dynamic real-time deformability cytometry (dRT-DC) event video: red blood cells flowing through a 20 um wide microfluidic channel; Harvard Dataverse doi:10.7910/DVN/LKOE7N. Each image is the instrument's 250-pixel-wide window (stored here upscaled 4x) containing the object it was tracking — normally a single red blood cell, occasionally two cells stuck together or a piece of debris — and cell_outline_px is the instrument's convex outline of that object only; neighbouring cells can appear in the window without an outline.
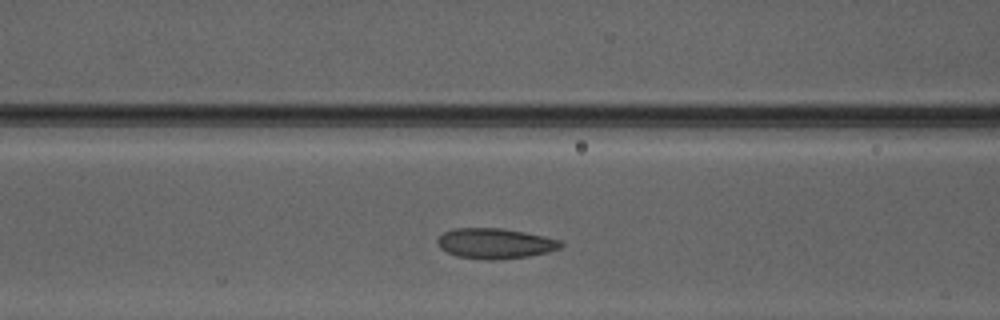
{"species": "Egyptian fruit bat (a non-hibernating species)", "species_latin": "Rousettus aegyptiacus", "temperature_condition": "warm", "stored_images_in_passage": 25, "camera_frame_rate_fps": 3000, "um_per_image_px": 0.085, "animal": {"sex": "male"}, "frame": {"image": 1, "passage_image": 5, "time_ms": 1.333, "image_size_px": [1000, 320], "cell_outline_px": [[564, 244], [560, 248], [548, 252], [528, 256], [492, 260], [480, 260], [456, 256], [440, 248], [436, 244], [436, 240], [444, 232], [452, 228], [500, 228], [524, 232], [544, 236], [560, 240]], "centroid_in_image_um": [42.05, 20.69], "position_along_channel_um": 124.5, "area_um2": 21.91}}
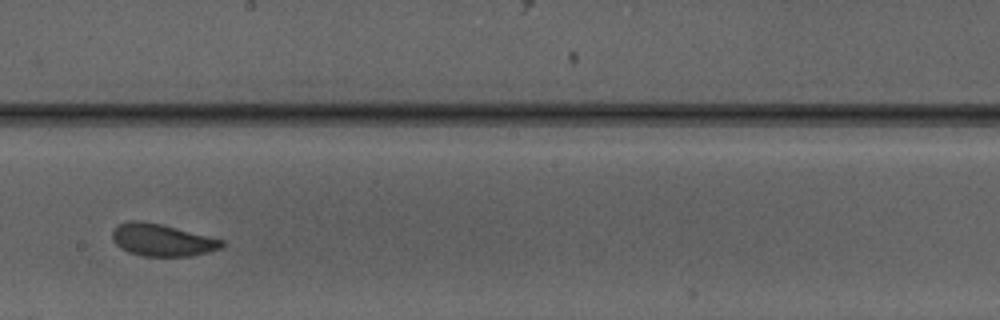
{"frame": {"image": 2, "passage_image": 13, "time_ms": 4.0, "image_size_px": [1000, 320], "cell_outline_px": [[224, 244], [220, 248], [208, 252], [192, 256], [144, 256], [128, 252], [120, 248], [112, 240], [112, 232], [120, 224], [132, 220], [140, 220], [160, 224], [224, 240]], "centroid_in_image_um": [13.76, 20.41], "position_along_channel_um": 234.4, "area_um2": 20.35}}
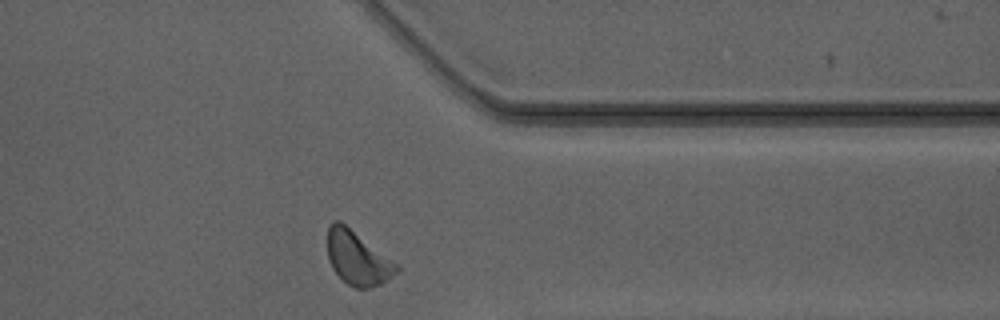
{"frame": {"image": 3, "passage_image": 24, "time_ms": 7.667, "image_size_px": [1000, 320], "cell_outline_px": [[400, 268], [392, 276], [380, 284], [368, 288], [356, 288], [348, 284], [332, 268], [328, 260], [328, 228], [332, 220], [340, 220], [400, 264]], "centroid_in_image_um": [30.41, 21.91], "position_along_channel_um": 381.0, "area_um2": 21.73}, "authors_computed_cell_mechanics": {"area_um2": 20.519, "velocity_mm_per_s": 4.1324, "shape_relaxation_time_tau1_ms": 7.0618, "shape_relaxation_time_tau2_ms": 1.4229, "deformation_change_tau1": 0.1603, "deformation_change_tau2": 0.0509}}